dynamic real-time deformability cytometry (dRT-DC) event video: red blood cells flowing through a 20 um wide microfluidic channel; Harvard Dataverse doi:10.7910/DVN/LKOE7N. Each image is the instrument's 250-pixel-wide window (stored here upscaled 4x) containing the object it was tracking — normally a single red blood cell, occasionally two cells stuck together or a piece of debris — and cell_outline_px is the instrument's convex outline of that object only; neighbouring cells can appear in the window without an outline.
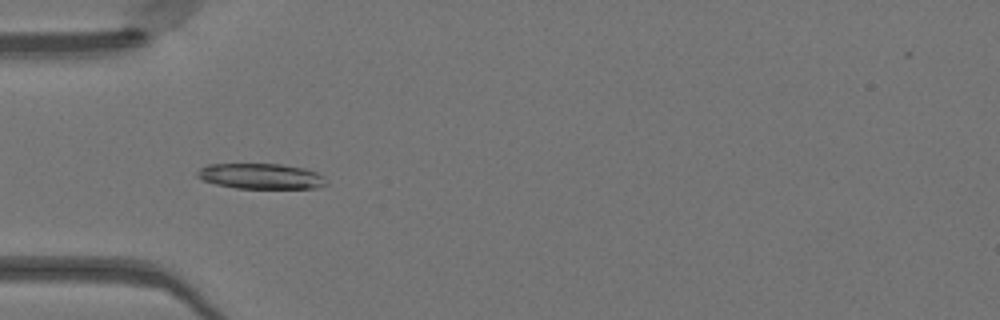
{"species": "Egyptian fruit bat (a non-hibernating species)", "species_latin": "Rousettus aegyptiacus", "temperature_condition": "warm", "stored_images_in_passage": 25, "camera_frame_rate_fps": 3000, "um_per_image_px": 0.085, "animal": {"sex": "female"}, "frame": {"image": 1, "passage_image": 4, "time_ms": 1.0, "image_size_px": [1000, 320], "cell_outline_px": [[328, 184], [316, 188], [236, 188], [216, 184], [204, 180], [196, 176], [196, 172], [200, 168], [208, 164], [280, 164], [304, 168], [316, 172], [324, 176]], "centroid_in_image_um": [22.19, 14.97], "position_along_channel_um": 62.8, "area_um2": 19.13}}
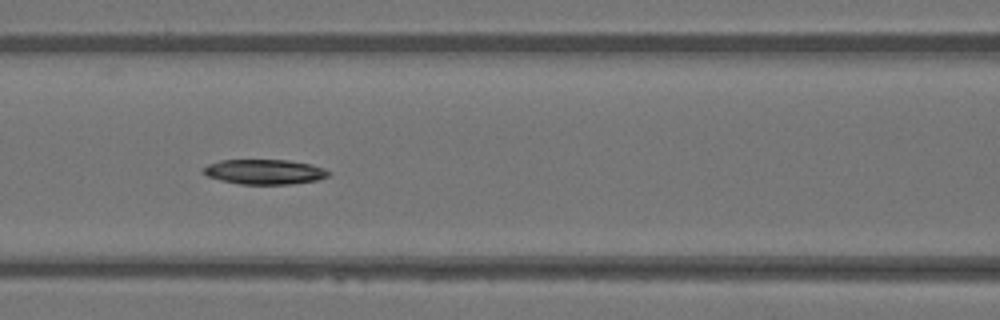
{"frame": {"image": 2, "passage_image": 10, "time_ms": 3.0, "image_size_px": [1000, 320], "cell_outline_px": [[332, 172], [328, 176], [316, 180], [292, 184], [240, 184], [220, 180], [208, 176], [200, 172], [208, 164], [220, 160], [288, 160], [308, 164], [324, 168]], "centroid_in_image_um": [22.46, 14.6], "position_along_channel_um": 144.1, "area_um2": 18.15}}
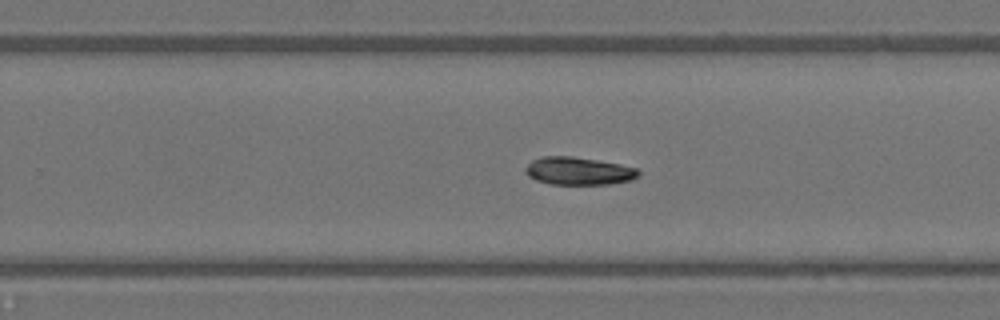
{"frame": {"image": 3, "passage_image": 20, "time_ms": 6.333, "image_size_px": [1000, 320], "cell_outline_px": [[640, 172], [632, 180], [608, 184], [548, 184], [536, 180], [528, 176], [524, 172], [524, 168], [532, 160], [544, 156], [572, 156], [620, 164], [636, 168]], "centroid_in_image_um": [49.13, 14.53], "position_along_channel_um": 280.7, "area_um2": 18.26}}